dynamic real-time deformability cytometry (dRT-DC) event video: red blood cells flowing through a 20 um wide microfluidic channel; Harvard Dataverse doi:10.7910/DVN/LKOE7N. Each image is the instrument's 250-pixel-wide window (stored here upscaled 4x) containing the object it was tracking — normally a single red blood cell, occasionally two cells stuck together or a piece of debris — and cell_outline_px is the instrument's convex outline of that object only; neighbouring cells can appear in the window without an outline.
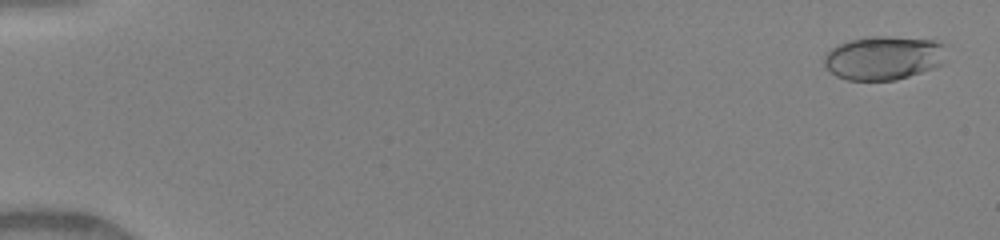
{"species": "human", "species_latin": "Homo sapiens", "temperature_condition": "warm", "stored_images_in_passage": 50, "camera_frame_rate_fps": 3000, "um_per_image_px": 0.085, "donor": {"sex": "female"}, "frame": {"image": 1, "passage_image": 2, "time_ms": 0.333, "image_size_px": [1000, 240], "cell_outline_px": [[944, 64], [896, 80], [848, 80], [836, 76], [824, 64], [824, 56], [832, 48], [848, 40], [872, 36], [892, 36], [932, 40], [944, 44]], "centroid_in_image_um": [75.11, 4.91], "position_along_channel_um": 9.9, "area_um2": 31.04}}
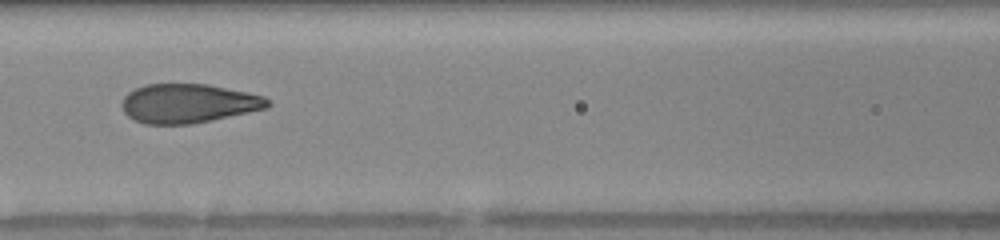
{"frame": {"image": 2, "passage_image": 24, "time_ms": 7.667, "image_size_px": [1000, 240], "cell_outline_px": [[272, 104], [268, 108], [212, 120], [192, 124], [144, 124], [128, 116], [124, 112], [120, 104], [124, 96], [128, 92], [144, 84], [208, 84], [264, 96]], "centroid_in_image_um": [15.99, 8.79], "position_along_channel_um": 150.6, "area_um2": 33.29}}
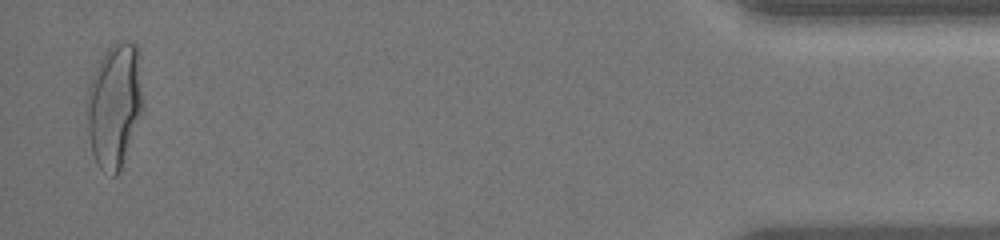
{"frame": {"image": 3, "passage_image": 49, "time_ms": 16.0, "image_size_px": [1000, 240], "cell_outline_px": [[144, 108], [120, 172], [116, 176], [112, 176], [100, 168], [96, 164], [92, 152], [88, 132], [84, 104], [88, 88], [92, 76], [104, 52], [116, 40], [128, 40], [136, 44], [144, 104]], "centroid_in_image_um": [9.72, 8.97], "position_along_channel_um": 425.5, "area_um2": 41.33}, "authors_computed_cell_mechanics": {"area_um2": 33.3506, "velocity_mm_per_s": 4.1542, "shape_relaxation_time_tau1_ms": 5.4998, "shape_relaxation_time_tau2_ms": null, "deformation_change_tau1": 0.2274, "deformation_change_tau2": null}}